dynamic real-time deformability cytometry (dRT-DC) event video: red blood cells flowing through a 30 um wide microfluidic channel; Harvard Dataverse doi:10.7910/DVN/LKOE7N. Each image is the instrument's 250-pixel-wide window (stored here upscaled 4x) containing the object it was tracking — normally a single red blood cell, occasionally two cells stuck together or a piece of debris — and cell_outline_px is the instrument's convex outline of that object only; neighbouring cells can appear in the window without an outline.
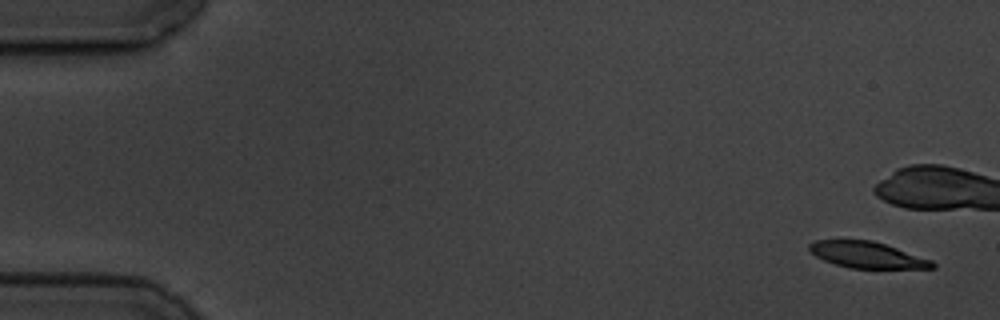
{"species": "common noctule bat (a hibernating species)", "species_latin": "Nyctalus noctula", "temperature_condition": "cold", "stored_images_in_passage": 6, "camera_frame_rate_fps": 3000, "um_per_image_px": 0.085, "animal": {"sex": "male", "body_mass_g": 19.5, "forearm_length_mm": 54.6}, "frame": {"image": 1, "passage_image": 1, "time_ms": 0.0, "image_size_px": [1000, 320], "cell_outline_px": [[936, 268], [848, 268], [824, 260], [816, 256], [808, 248], [808, 244], [816, 240], [872, 240], [932, 260], [936, 264]], "centroid_in_image_um": [73.7, 21.67], "position_along_channel_um": 11.3, "area_um2": 18.61}}
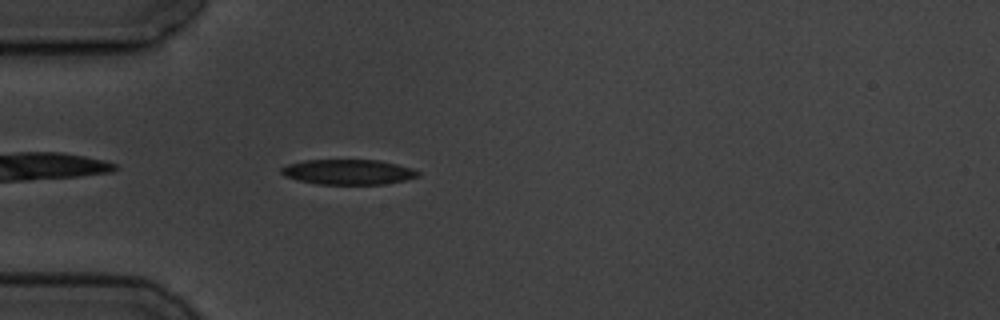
{"frame": {"image": 2, "passage_image": 6, "time_ms": 6.667, "image_size_px": [1000, 320], "cell_outline_px": [[420, 176], [404, 180], [384, 184], [316, 184], [284, 176], [280, 172], [280, 168], [288, 164], [304, 160], [380, 160], [412, 168], [420, 172]], "centroid_in_image_um": [29.6, 14.61], "position_along_channel_um": 55.4, "area_um2": 20.0}}